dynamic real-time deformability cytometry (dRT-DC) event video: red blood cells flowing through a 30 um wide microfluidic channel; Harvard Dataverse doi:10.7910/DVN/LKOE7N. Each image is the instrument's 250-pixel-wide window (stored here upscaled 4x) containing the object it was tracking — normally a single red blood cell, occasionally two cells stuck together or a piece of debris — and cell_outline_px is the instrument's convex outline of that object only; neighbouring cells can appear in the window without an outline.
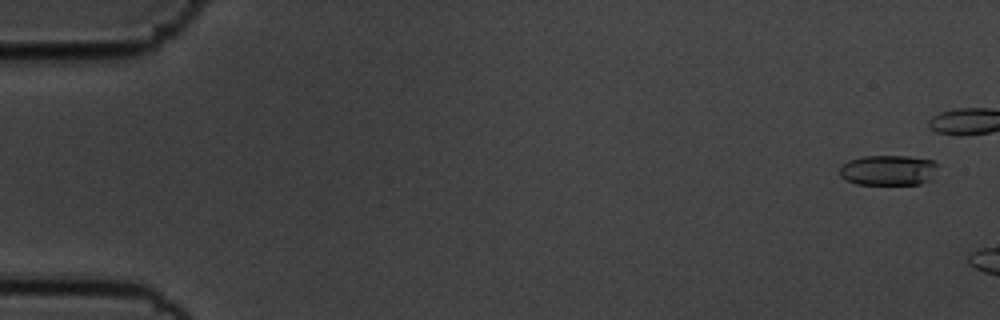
{"species": "common noctule bat (a hibernating species)", "species_latin": "Nyctalus noctula", "temperature_condition": "cold", "stored_images_in_passage": 8, "camera_frame_rate_fps": 3000, "um_per_image_px": 0.085, "animal": {"sex": "male", "body_mass_g": 19.5, "forearm_length_mm": 54.6}, "frame": {"image": 1, "passage_image": 3, "time_ms": 0.667, "image_size_px": [1000, 320], "cell_outline_px": [[936, 164], [928, 180], [920, 184], [856, 184], [844, 180], [840, 176], [840, 168], [848, 160], [864, 156], [908, 156], [932, 160]], "centroid_in_image_um": [75.42, 14.47], "position_along_channel_um": 9.6, "area_um2": 17.05}}